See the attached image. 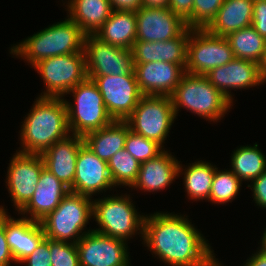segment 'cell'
Masks as SVG:
<instances>
[{
	"label": "cell",
	"mask_w": 266,
	"mask_h": 266,
	"mask_svg": "<svg viewBox=\"0 0 266 266\" xmlns=\"http://www.w3.org/2000/svg\"><path fill=\"white\" fill-rule=\"evenodd\" d=\"M205 239L186 215L167 211L145 216L142 244L168 266H223Z\"/></svg>",
	"instance_id": "obj_1"
},
{
	"label": "cell",
	"mask_w": 266,
	"mask_h": 266,
	"mask_svg": "<svg viewBox=\"0 0 266 266\" xmlns=\"http://www.w3.org/2000/svg\"><path fill=\"white\" fill-rule=\"evenodd\" d=\"M20 128L21 153L41 155L70 134L63 97H37Z\"/></svg>",
	"instance_id": "obj_2"
},
{
	"label": "cell",
	"mask_w": 266,
	"mask_h": 266,
	"mask_svg": "<svg viewBox=\"0 0 266 266\" xmlns=\"http://www.w3.org/2000/svg\"><path fill=\"white\" fill-rule=\"evenodd\" d=\"M85 35L67 16L65 20L48 25L17 45L13 44L9 52L15 58L21 57L33 68L39 61L50 57L84 52Z\"/></svg>",
	"instance_id": "obj_3"
},
{
	"label": "cell",
	"mask_w": 266,
	"mask_h": 266,
	"mask_svg": "<svg viewBox=\"0 0 266 266\" xmlns=\"http://www.w3.org/2000/svg\"><path fill=\"white\" fill-rule=\"evenodd\" d=\"M170 97L176 116L181 108H185L214 123L221 120L234 105L204 75L187 72Z\"/></svg>",
	"instance_id": "obj_4"
},
{
	"label": "cell",
	"mask_w": 266,
	"mask_h": 266,
	"mask_svg": "<svg viewBox=\"0 0 266 266\" xmlns=\"http://www.w3.org/2000/svg\"><path fill=\"white\" fill-rule=\"evenodd\" d=\"M93 200V218L99 225L94 231L126 242L137 233L143 239L146 215L138 214L129 194L103 195Z\"/></svg>",
	"instance_id": "obj_5"
},
{
	"label": "cell",
	"mask_w": 266,
	"mask_h": 266,
	"mask_svg": "<svg viewBox=\"0 0 266 266\" xmlns=\"http://www.w3.org/2000/svg\"><path fill=\"white\" fill-rule=\"evenodd\" d=\"M93 219V199L69 192L58 207L40 221L46 238L54 241L77 243L86 233Z\"/></svg>",
	"instance_id": "obj_6"
},
{
	"label": "cell",
	"mask_w": 266,
	"mask_h": 266,
	"mask_svg": "<svg viewBox=\"0 0 266 266\" xmlns=\"http://www.w3.org/2000/svg\"><path fill=\"white\" fill-rule=\"evenodd\" d=\"M68 94H73L72 99H74L72 104L64 98L70 133L83 137L85 134L99 130L114 121L108 113L102 95L93 80L87 78L69 90L66 95Z\"/></svg>",
	"instance_id": "obj_7"
},
{
	"label": "cell",
	"mask_w": 266,
	"mask_h": 266,
	"mask_svg": "<svg viewBox=\"0 0 266 266\" xmlns=\"http://www.w3.org/2000/svg\"><path fill=\"white\" fill-rule=\"evenodd\" d=\"M176 118L171 97L143 95L125 121L130 130L156 141L164 148Z\"/></svg>",
	"instance_id": "obj_8"
},
{
	"label": "cell",
	"mask_w": 266,
	"mask_h": 266,
	"mask_svg": "<svg viewBox=\"0 0 266 266\" xmlns=\"http://www.w3.org/2000/svg\"><path fill=\"white\" fill-rule=\"evenodd\" d=\"M33 67L46 88L39 97L64 98L69 90L88 78L84 52L50 57Z\"/></svg>",
	"instance_id": "obj_9"
},
{
	"label": "cell",
	"mask_w": 266,
	"mask_h": 266,
	"mask_svg": "<svg viewBox=\"0 0 266 266\" xmlns=\"http://www.w3.org/2000/svg\"><path fill=\"white\" fill-rule=\"evenodd\" d=\"M234 58L226 37L211 34L206 29H192L187 44L185 72L205 75Z\"/></svg>",
	"instance_id": "obj_10"
},
{
	"label": "cell",
	"mask_w": 266,
	"mask_h": 266,
	"mask_svg": "<svg viewBox=\"0 0 266 266\" xmlns=\"http://www.w3.org/2000/svg\"><path fill=\"white\" fill-rule=\"evenodd\" d=\"M84 53L88 76L134 73L132 50L110 45L94 34L85 35Z\"/></svg>",
	"instance_id": "obj_11"
},
{
	"label": "cell",
	"mask_w": 266,
	"mask_h": 266,
	"mask_svg": "<svg viewBox=\"0 0 266 266\" xmlns=\"http://www.w3.org/2000/svg\"><path fill=\"white\" fill-rule=\"evenodd\" d=\"M97 85L104 105L114 120H125L143 96L135 73L126 75L88 76Z\"/></svg>",
	"instance_id": "obj_12"
},
{
	"label": "cell",
	"mask_w": 266,
	"mask_h": 266,
	"mask_svg": "<svg viewBox=\"0 0 266 266\" xmlns=\"http://www.w3.org/2000/svg\"><path fill=\"white\" fill-rule=\"evenodd\" d=\"M45 168L39 154H27L16 151L10 159L6 176V187L19 212L35 192L42 170Z\"/></svg>",
	"instance_id": "obj_13"
},
{
	"label": "cell",
	"mask_w": 266,
	"mask_h": 266,
	"mask_svg": "<svg viewBox=\"0 0 266 266\" xmlns=\"http://www.w3.org/2000/svg\"><path fill=\"white\" fill-rule=\"evenodd\" d=\"M80 266H130L126 241L103 235L94 230L76 243Z\"/></svg>",
	"instance_id": "obj_14"
},
{
	"label": "cell",
	"mask_w": 266,
	"mask_h": 266,
	"mask_svg": "<svg viewBox=\"0 0 266 266\" xmlns=\"http://www.w3.org/2000/svg\"><path fill=\"white\" fill-rule=\"evenodd\" d=\"M107 161L100 159L84 144L80 147L76 161V173L70 192L85 196L104 194L114 188Z\"/></svg>",
	"instance_id": "obj_15"
},
{
	"label": "cell",
	"mask_w": 266,
	"mask_h": 266,
	"mask_svg": "<svg viewBox=\"0 0 266 266\" xmlns=\"http://www.w3.org/2000/svg\"><path fill=\"white\" fill-rule=\"evenodd\" d=\"M135 13L136 41H168L178 37L187 28L186 22L168 7H141Z\"/></svg>",
	"instance_id": "obj_16"
},
{
	"label": "cell",
	"mask_w": 266,
	"mask_h": 266,
	"mask_svg": "<svg viewBox=\"0 0 266 266\" xmlns=\"http://www.w3.org/2000/svg\"><path fill=\"white\" fill-rule=\"evenodd\" d=\"M204 76L232 103V89H249L264 84L259 64L247 59L234 58L225 65L210 70Z\"/></svg>",
	"instance_id": "obj_17"
},
{
	"label": "cell",
	"mask_w": 266,
	"mask_h": 266,
	"mask_svg": "<svg viewBox=\"0 0 266 266\" xmlns=\"http://www.w3.org/2000/svg\"><path fill=\"white\" fill-rule=\"evenodd\" d=\"M134 73L143 95L171 96L185 70L170 62L134 64Z\"/></svg>",
	"instance_id": "obj_18"
},
{
	"label": "cell",
	"mask_w": 266,
	"mask_h": 266,
	"mask_svg": "<svg viewBox=\"0 0 266 266\" xmlns=\"http://www.w3.org/2000/svg\"><path fill=\"white\" fill-rule=\"evenodd\" d=\"M69 192V187L44 168L33 196L18 212V215L21 214L23 218L40 222L58 207Z\"/></svg>",
	"instance_id": "obj_19"
},
{
	"label": "cell",
	"mask_w": 266,
	"mask_h": 266,
	"mask_svg": "<svg viewBox=\"0 0 266 266\" xmlns=\"http://www.w3.org/2000/svg\"><path fill=\"white\" fill-rule=\"evenodd\" d=\"M0 205V212L5 213V236L15 264L32 254L46 238L40 222L19 217L15 219Z\"/></svg>",
	"instance_id": "obj_20"
},
{
	"label": "cell",
	"mask_w": 266,
	"mask_h": 266,
	"mask_svg": "<svg viewBox=\"0 0 266 266\" xmlns=\"http://www.w3.org/2000/svg\"><path fill=\"white\" fill-rule=\"evenodd\" d=\"M192 28H186L178 37L168 41H135L132 47L134 64L170 62L184 70L187 63V44Z\"/></svg>",
	"instance_id": "obj_21"
},
{
	"label": "cell",
	"mask_w": 266,
	"mask_h": 266,
	"mask_svg": "<svg viewBox=\"0 0 266 266\" xmlns=\"http://www.w3.org/2000/svg\"><path fill=\"white\" fill-rule=\"evenodd\" d=\"M83 144L82 136L70 133L41 154L45 168L69 188L73 185L78 152Z\"/></svg>",
	"instance_id": "obj_22"
},
{
	"label": "cell",
	"mask_w": 266,
	"mask_h": 266,
	"mask_svg": "<svg viewBox=\"0 0 266 266\" xmlns=\"http://www.w3.org/2000/svg\"><path fill=\"white\" fill-rule=\"evenodd\" d=\"M179 162L170 151L164 149L155 158L140 163L138 177L131 190L153 193L167 188L178 178Z\"/></svg>",
	"instance_id": "obj_23"
},
{
	"label": "cell",
	"mask_w": 266,
	"mask_h": 266,
	"mask_svg": "<svg viewBox=\"0 0 266 266\" xmlns=\"http://www.w3.org/2000/svg\"><path fill=\"white\" fill-rule=\"evenodd\" d=\"M253 0H224L216 16L205 28L211 34L227 37L230 33L250 27Z\"/></svg>",
	"instance_id": "obj_24"
},
{
	"label": "cell",
	"mask_w": 266,
	"mask_h": 266,
	"mask_svg": "<svg viewBox=\"0 0 266 266\" xmlns=\"http://www.w3.org/2000/svg\"><path fill=\"white\" fill-rule=\"evenodd\" d=\"M128 132L129 125L125 120H114L99 130L85 134L82 138L89 150L108 162L119 150L124 149Z\"/></svg>",
	"instance_id": "obj_25"
},
{
	"label": "cell",
	"mask_w": 266,
	"mask_h": 266,
	"mask_svg": "<svg viewBox=\"0 0 266 266\" xmlns=\"http://www.w3.org/2000/svg\"><path fill=\"white\" fill-rule=\"evenodd\" d=\"M136 33L135 11L112 10L110 17L94 35L110 45L131 50Z\"/></svg>",
	"instance_id": "obj_26"
},
{
	"label": "cell",
	"mask_w": 266,
	"mask_h": 266,
	"mask_svg": "<svg viewBox=\"0 0 266 266\" xmlns=\"http://www.w3.org/2000/svg\"><path fill=\"white\" fill-rule=\"evenodd\" d=\"M65 3L68 16L86 35L95 34L112 12L109 0H68Z\"/></svg>",
	"instance_id": "obj_27"
},
{
	"label": "cell",
	"mask_w": 266,
	"mask_h": 266,
	"mask_svg": "<svg viewBox=\"0 0 266 266\" xmlns=\"http://www.w3.org/2000/svg\"><path fill=\"white\" fill-rule=\"evenodd\" d=\"M183 167L185 166H182L179 162L178 177L183 174V184L187 198L194 201L209 200L216 165L204 160H197L192 164H188L185 168Z\"/></svg>",
	"instance_id": "obj_28"
},
{
	"label": "cell",
	"mask_w": 266,
	"mask_h": 266,
	"mask_svg": "<svg viewBox=\"0 0 266 266\" xmlns=\"http://www.w3.org/2000/svg\"><path fill=\"white\" fill-rule=\"evenodd\" d=\"M258 144L238 146L231 154L230 170L243 182H252L266 171V156Z\"/></svg>",
	"instance_id": "obj_29"
},
{
	"label": "cell",
	"mask_w": 266,
	"mask_h": 266,
	"mask_svg": "<svg viewBox=\"0 0 266 266\" xmlns=\"http://www.w3.org/2000/svg\"><path fill=\"white\" fill-rule=\"evenodd\" d=\"M235 58L259 63L266 48V39L252 26L230 33L227 37Z\"/></svg>",
	"instance_id": "obj_30"
},
{
	"label": "cell",
	"mask_w": 266,
	"mask_h": 266,
	"mask_svg": "<svg viewBox=\"0 0 266 266\" xmlns=\"http://www.w3.org/2000/svg\"><path fill=\"white\" fill-rule=\"evenodd\" d=\"M114 186H128L136 182L140 163L125 149L119 150L107 162Z\"/></svg>",
	"instance_id": "obj_31"
},
{
	"label": "cell",
	"mask_w": 266,
	"mask_h": 266,
	"mask_svg": "<svg viewBox=\"0 0 266 266\" xmlns=\"http://www.w3.org/2000/svg\"><path fill=\"white\" fill-rule=\"evenodd\" d=\"M241 184L242 181L230 169L216 168L208 202L218 205L232 202L240 194Z\"/></svg>",
	"instance_id": "obj_32"
},
{
	"label": "cell",
	"mask_w": 266,
	"mask_h": 266,
	"mask_svg": "<svg viewBox=\"0 0 266 266\" xmlns=\"http://www.w3.org/2000/svg\"><path fill=\"white\" fill-rule=\"evenodd\" d=\"M124 149L128 151L139 163L151 160L159 155L164 148L156 141L130 130L127 133Z\"/></svg>",
	"instance_id": "obj_33"
},
{
	"label": "cell",
	"mask_w": 266,
	"mask_h": 266,
	"mask_svg": "<svg viewBox=\"0 0 266 266\" xmlns=\"http://www.w3.org/2000/svg\"><path fill=\"white\" fill-rule=\"evenodd\" d=\"M52 266H80L76 243L49 239Z\"/></svg>",
	"instance_id": "obj_34"
},
{
	"label": "cell",
	"mask_w": 266,
	"mask_h": 266,
	"mask_svg": "<svg viewBox=\"0 0 266 266\" xmlns=\"http://www.w3.org/2000/svg\"><path fill=\"white\" fill-rule=\"evenodd\" d=\"M223 2L224 0H194L193 29H205L216 16Z\"/></svg>",
	"instance_id": "obj_35"
},
{
	"label": "cell",
	"mask_w": 266,
	"mask_h": 266,
	"mask_svg": "<svg viewBox=\"0 0 266 266\" xmlns=\"http://www.w3.org/2000/svg\"><path fill=\"white\" fill-rule=\"evenodd\" d=\"M51 254L49 252V239L45 238L35 251L23 259L20 264L26 266H52Z\"/></svg>",
	"instance_id": "obj_36"
},
{
	"label": "cell",
	"mask_w": 266,
	"mask_h": 266,
	"mask_svg": "<svg viewBox=\"0 0 266 266\" xmlns=\"http://www.w3.org/2000/svg\"><path fill=\"white\" fill-rule=\"evenodd\" d=\"M193 2L194 0H169L168 8L180 16L188 28L193 29Z\"/></svg>",
	"instance_id": "obj_37"
},
{
	"label": "cell",
	"mask_w": 266,
	"mask_h": 266,
	"mask_svg": "<svg viewBox=\"0 0 266 266\" xmlns=\"http://www.w3.org/2000/svg\"><path fill=\"white\" fill-rule=\"evenodd\" d=\"M251 26L266 39V0L254 1Z\"/></svg>",
	"instance_id": "obj_38"
},
{
	"label": "cell",
	"mask_w": 266,
	"mask_h": 266,
	"mask_svg": "<svg viewBox=\"0 0 266 266\" xmlns=\"http://www.w3.org/2000/svg\"><path fill=\"white\" fill-rule=\"evenodd\" d=\"M251 183L247 187L251 188L253 200L257 204L256 206L266 209V171Z\"/></svg>",
	"instance_id": "obj_39"
},
{
	"label": "cell",
	"mask_w": 266,
	"mask_h": 266,
	"mask_svg": "<svg viewBox=\"0 0 266 266\" xmlns=\"http://www.w3.org/2000/svg\"><path fill=\"white\" fill-rule=\"evenodd\" d=\"M15 259L5 236V213L0 212V266H11Z\"/></svg>",
	"instance_id": "obj_40"
},
{
	"label": "cell",
	"mask_w": 266,
	"mask_h": 266,
	"mask_svg": "<svg viewBox=\"0 0 266 266\" xmlns=\"http://www.w3.org/2000/svg\"><path fill=\"white\" fill-rule=\"evenodd\" d=\"M112 10L137 11L142 7V0H109Z\"/></svg>",
	"instance_id": "obj_41"
},
{
	"label": "cell",
	"mask_w": 266,
	"mask_h": 266,
	"mask_svg": "<svg viewBox=\"0 0 266 266\" xmlns=\"http://www.w3.org/2000/svg\"><path fill=\"white\" fill-rule=\"evenodd\" d=\"M243 266H266V254L258 249L244 262Z\"/></svg>",
	"instance_id": "obj_42"
},
{
	"label": "cell",
	"mask_w": 266,
	"mask_h": 266,
	"mask_svg": "<svg viewBox=\"0 0 266 266\" xmlns=\"http://www.w3.org/2000/svg\"><path fill=\"white\" fill-rule=\"evenodd\" d=\"M169 0H142V7H168Z\"/></svg>",
	"instance_id": "obj_43"
},
{
	"label": "cell",
	"mask_w": 266,
	"mask_h": 266,
	"mask_svg": "<svg viewBox=\"0 0 266 266\" xmlns=\"http://www.w3.org/2000/svg\"><path fill=\"white\" fill-rule=\"evenodd\" d=\"M259 64V71L263 82H266V48Z\"/></svg>",
	"instance_id": "obj_44"
},
{
	"label": "cell",
	"mask_w": 266,
	"mask_h": 266,
	"mask_svg": "<svg viewBox=\"0 0 266 266\" xmlns=\"http://www.w3.org/2000/svg\"><path fill=\"white\" fill-rule=\"evenodd\" d=\"M261 242H260V247L258 248L261 252L266 254V228L265 231L263 232V235L261 236Z\"/></svg>",
	"instance_id": "obj_45"
}]
</instances>
